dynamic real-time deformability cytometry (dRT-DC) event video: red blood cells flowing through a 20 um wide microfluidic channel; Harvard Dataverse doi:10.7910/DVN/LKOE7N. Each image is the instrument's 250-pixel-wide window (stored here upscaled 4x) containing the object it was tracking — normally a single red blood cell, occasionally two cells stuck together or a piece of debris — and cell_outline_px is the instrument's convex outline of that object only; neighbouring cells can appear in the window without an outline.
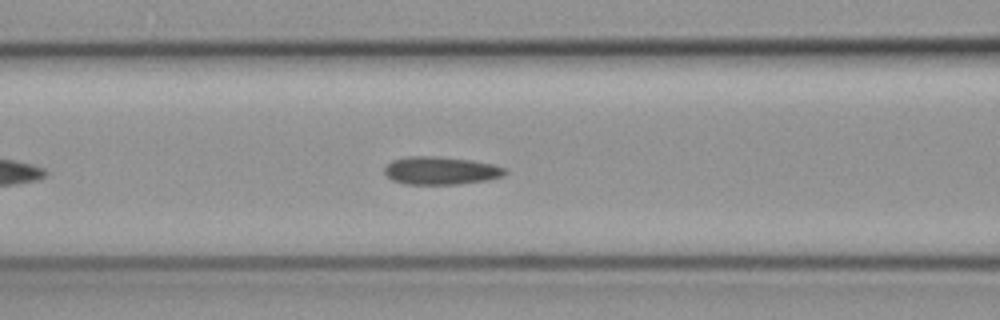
{"species": "common noctule bat (a hibernating species)", "species_latin": "Nyctalus noctula", "temperature_condition": "cold", "stored_images_in_passage": 44, "camera_frame_rate_fps": 3000, "um_per_image_px": 0.085, "animal": {"sex": "female", "body_mass_g": 19.3, "forearm_length_mm": 54.1}, "frame": {"image": 1, "passage_image": 11, "time_ms": 3.333, "image_size_px": [1000, 320], "cell_outline_px": [[508, 172], [504, 176], [488, 180], [456, 184], [404, 184], [392, 180], [384, 172], [384, 168], [392, 160], [408, 156], [436, 156], [472, 160], [492, 164], [504, 168]], "centroid_in_image_um": [37.47, 14.5], "position_along_channel_um": 129.1, "area_um2": 19.65}}
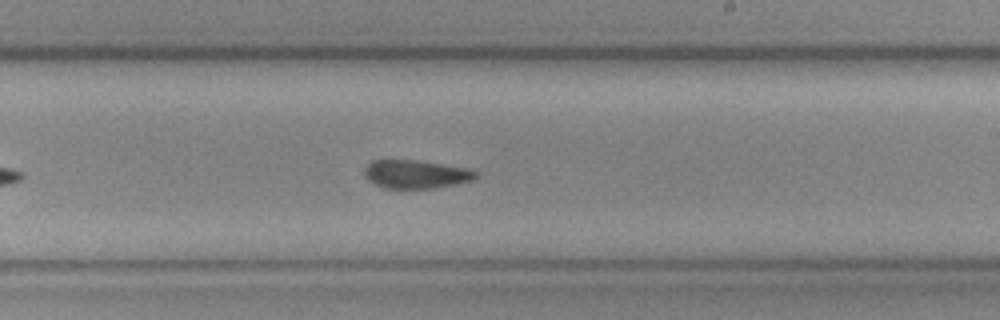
{"frame": {"image": 2, "passage_image": 21, "time_ms": 6.667, "image_size_px": [1000, 320], "cell_outline_px": [[476, 176], [472, 180], [456, 184], [432, 188], [384, 188], [368, 180], [364, 176], [364, 168], [372, 160], [416, 160], [464, 168], [476, 172]], "centroid_in_image_um": [35.28, 14.81], "position_along_channel_um": 253.7, "area_um2": 18.09}}
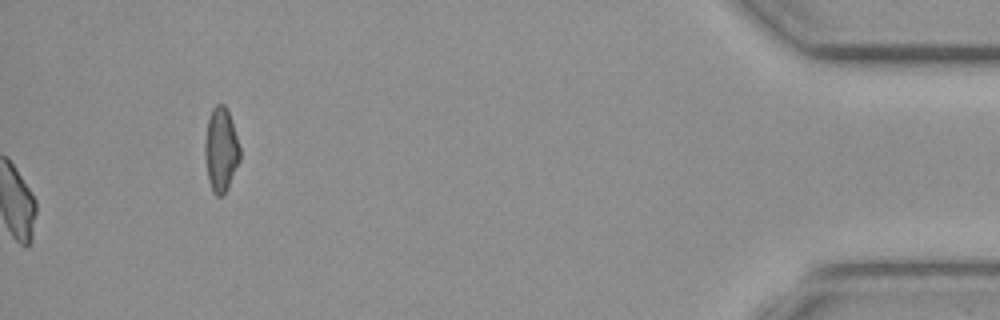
{"frame": {"image": 3, "passage_image": 44, "time_ms": 14.333, "image_size_px": [1000, 320], "cell_outline_px": [[240, 160], [228, 188], [220, 196], [216, 196], [212, 192], [208, 180], [204, 156], [204, 144], [208, 120], [212, 108], [216, 104], [224, 104], [228, 112], [240, 148]], "centroid_in_image_um": [18.76, 12.75], "position_along_channel_um": 416.4, "area_um2": 17.11}, "authors_computed_cell_mechanics": {"area_um2": 18.9584, "velocity_mm_per_s": 3.7488, "shape_relaxation_time_tau1_ms": null, "shape_relaxation_time_tau2_ms": 6.3689, "deformation_change_tau1": null, "deformation_change_tau2": 0.101}}